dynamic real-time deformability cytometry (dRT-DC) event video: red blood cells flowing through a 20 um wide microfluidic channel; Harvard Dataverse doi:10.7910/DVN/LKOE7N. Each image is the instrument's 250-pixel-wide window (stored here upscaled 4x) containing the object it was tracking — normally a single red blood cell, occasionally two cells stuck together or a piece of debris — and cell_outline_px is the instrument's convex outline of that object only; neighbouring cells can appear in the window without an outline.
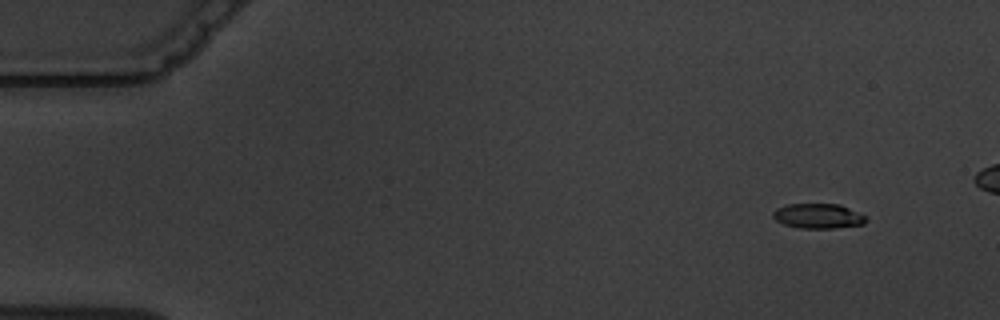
{"species": "common noctule bat (a hibernating species)", "species_latin": "Nyctalus noctula", "temperature_condition": "warm", "stored_images_in_passage": 5, "camera_frame_rate_fps": 3000, "um_per_image_px": 0.085, "animal": {"sex": "male", "body_mass_g": 19.5, "forearm_length_mm": 54.6}, "frame": {"image": 1, "passage_image": 1, "time_ms": 0.0, "image_size_px": [1000, 320], "cell_outline_px": [[868, 220], [864, 224], [832, 228], [800, 228], [784, 224], [776, 220], [772, 216], [772, 212], [776, 208], [788, 204], [840, 204], [864, 216]], "centroid_in_image_um": [69.51, 18.36], "position_along_channel_um": 15.5, "area_um2": 13.35}}